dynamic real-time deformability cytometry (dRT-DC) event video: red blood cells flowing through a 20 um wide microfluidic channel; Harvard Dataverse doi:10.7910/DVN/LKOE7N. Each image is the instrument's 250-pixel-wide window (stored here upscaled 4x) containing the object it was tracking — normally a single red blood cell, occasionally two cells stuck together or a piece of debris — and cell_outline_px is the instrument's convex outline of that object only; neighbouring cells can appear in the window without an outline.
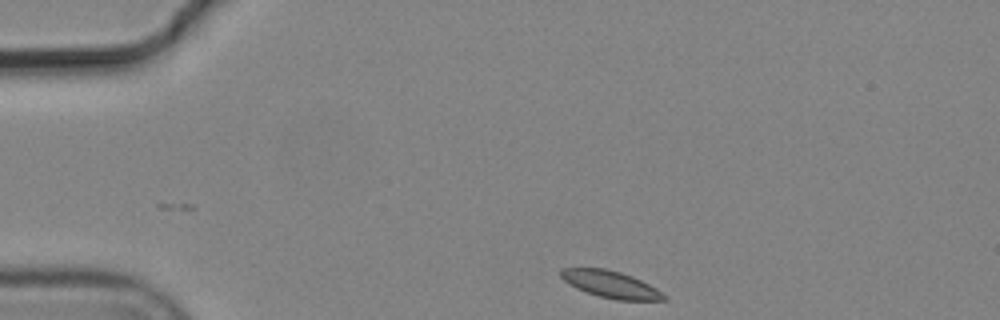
{"species": "common noctule bat (a hibernating species)", "species_latin": "Nyctalus noctula", "temperature_condition": "cold", "stored_images_in_passage": 4, "camera_frame_rate_fps": 3000, "um_per_image_px": 0.085, "animal": {"sex": "male", "body_mass_g": 19.2, "forearm_length_mm": 51.8}, "frame": {"image": 1, "passage_image": 1, "time_ms": 0.0, "image_size_px": [1000, 320], "cell_outline_px": [[668, 300], [616, 300], [600, 296], [576, 288], [568, 284], [560, 276], [560, 268], [604, 268], [620, 272], [632, 276], [656, 288], [668, 296]], "centroid_in_image_um": [51.92, 24.17], "position_along_channel_um": 33.1, "area_um2": 16.13}}
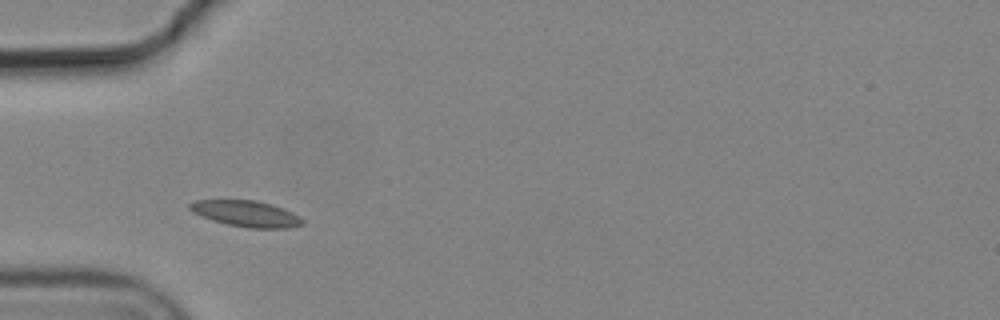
{"frame": {"image": 2, "passage_image": 3, "time_ms": 0.667, "image_size_px": [1000, 320], "cell_outline_px": [[304, 224], [288, 228], [248, 228], [228, 224], [212, 220], [192, 212], [188, 208], [188, 204], [196, 200], [256, 200], [272, 204], [284, 208], [300, 216], [304, 220]], "centroid_in_image_um": [20.95, 18.16], "position_along_channel_um": 64.1, "area_um2": 17.22}}
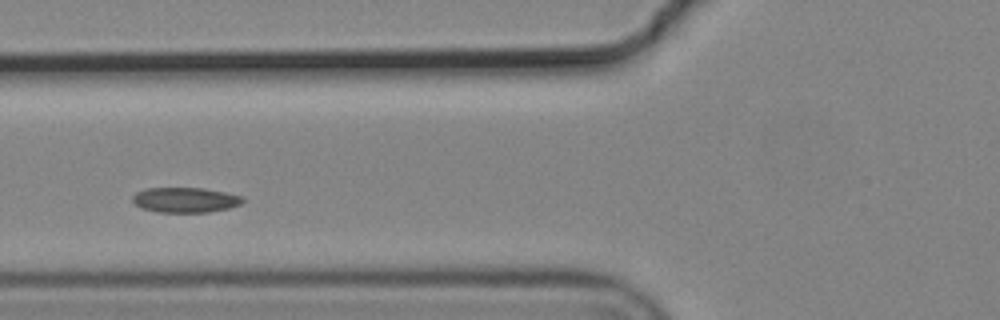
{"frame": {"image": 3, "passage_image": 4, "time_ms": 1.0, "image_size_px": [1000, 320], "cell_outline_px": [[244, 200], [240, 204], [228, 208], [208, 212], [160, 212], [140, 208], [132, 200], [132, 196], [136, 192], [148, 188], [204, 188], [244, 196]], "centroid_in_image_um": [15.74, 16.99], "position_along_channel_um": 110.1, "area_um2": 16.07}}